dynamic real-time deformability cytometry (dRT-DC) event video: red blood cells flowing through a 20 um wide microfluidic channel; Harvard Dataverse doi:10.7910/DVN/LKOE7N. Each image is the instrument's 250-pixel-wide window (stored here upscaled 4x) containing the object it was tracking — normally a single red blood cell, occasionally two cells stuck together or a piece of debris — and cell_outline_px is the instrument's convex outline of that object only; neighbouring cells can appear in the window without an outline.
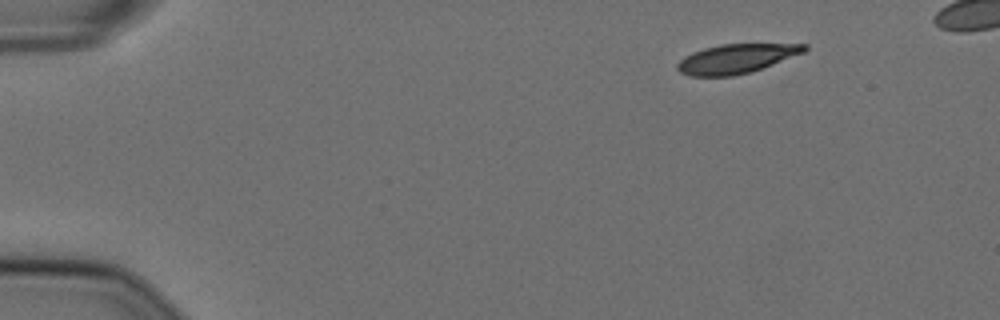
{"species": "Egyptian fruit bat (a non-hibernating species)", "species_latin": "Rousettus aegyptiacus", "temperature_condition": "cold", "stored_images_in_passage": 48, "camera_frame_rate_fps": 3000, "um_per_image_px": 0.085, "animal": {"sex": "female"}, "frame": {"image": 1, "passage_image": 1, "time_ms": 0.0, "image_size_px": [1000, 320], "cell_outline_px": [[808, 48], [804, 52], [752, 72], [732, 76], [688, 76], [680, 72], [676, 68], [676, 64], [684, 56], [692, 52], [704, 48], [720, 44], [808, 44]], "centroid_in_image_um": [62.55, 4.99], "position_along_channel_um": 22.5, "area_um2": 21.68}}
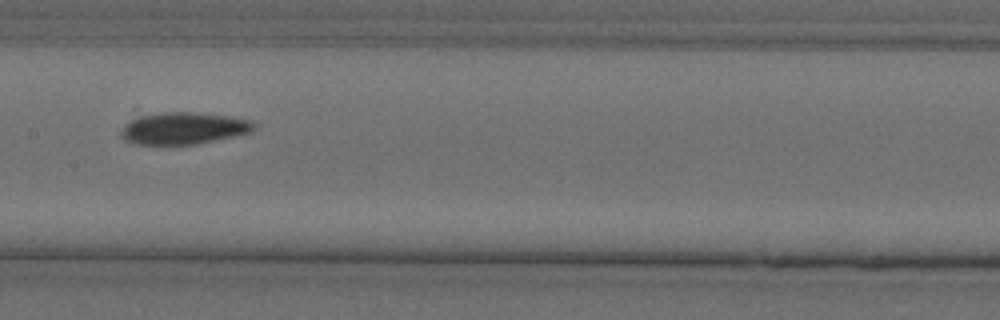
{"frame": {"image": 2, "passage_image": 23, "time_ms": 7.333, "image_size_px": [1000, 320], "cell_outline_px": [[256, 128], [252, 132], [196, 144], [136, 144], [124, 140], [120, 136], [120, 132], [124, 124], [128, 120], [140, 116], [164, 112], [196, 112], [232, 116], [252, 120], [256, 124]], "centroid_in_image_um": [15.61, 10.89], "position_along_channel_um": 191.8, "area_um2": 24.97}}
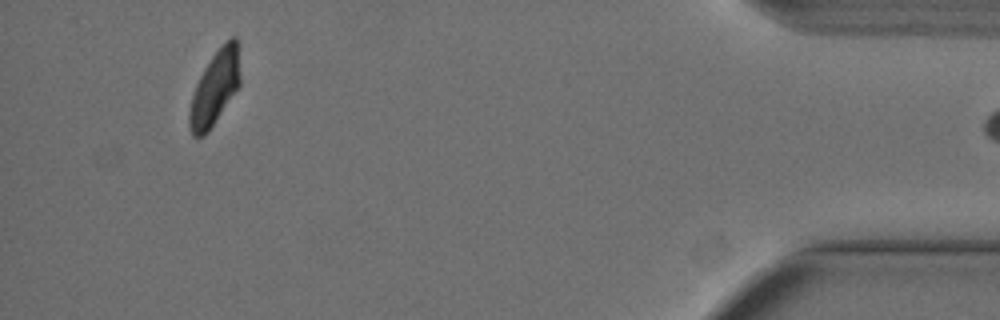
{"frame": {"image": 3, "passage_image": 47, "time_ms": 15.333, "image_size_px": [1000, 320], "cell_outline_px": [[240, 88], [208, 132], [204, 136], [192, 136], [188, 128], [188, 112], [192, 96], [196, 84], [204, 68], [212, 56], [232, 36], [236, 36], [240, 76]], "centroid_in_image_um": [18.25, 7.55], "position_along_channel_um": 416.9, "area_um2": 22.02}}